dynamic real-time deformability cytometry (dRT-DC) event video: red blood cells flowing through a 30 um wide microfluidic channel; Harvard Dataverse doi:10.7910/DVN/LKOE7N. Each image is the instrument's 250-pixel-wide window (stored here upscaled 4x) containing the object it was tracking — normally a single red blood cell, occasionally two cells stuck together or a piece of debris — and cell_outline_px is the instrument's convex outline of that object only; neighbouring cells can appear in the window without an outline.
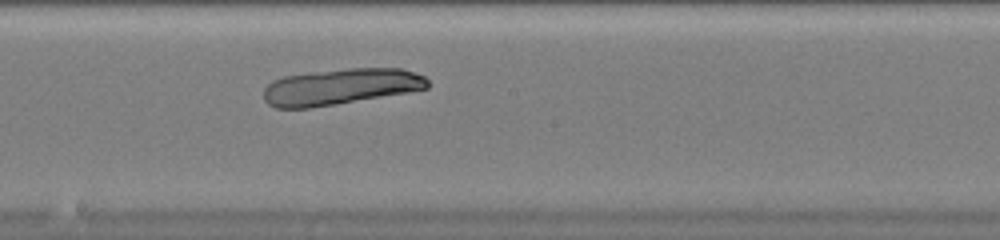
{"species": "common noctule bat (a hibernating species)", "species_latin": "Nyctalus noctula", "temperature_condition": "warm", "stored_images_in_passage": 32, "camera_frame_rate_fps": 3000, "um_per_image_px": 0.085, "animal": {"sex": "female", "body_mass_g": 20.0, "forearm_length_mm": 54.0}, "frame": {"image": 1, "passage_image": 17, "time_ms": 5.333, "image_size_px": [1000, 240], "cell_outline_px": [[428, 88], [408, 92], [308, 108], [276, 108], [268, 104], [264, 100], [264, 88], [272, 80], [284, 76], [348, 68], [400, 68], [424, 76], [428, 80]], "centroid_in_image_um": [28.92, 7.37], "position_along_channel_um": 219.3, "area_um2": 34.1}}